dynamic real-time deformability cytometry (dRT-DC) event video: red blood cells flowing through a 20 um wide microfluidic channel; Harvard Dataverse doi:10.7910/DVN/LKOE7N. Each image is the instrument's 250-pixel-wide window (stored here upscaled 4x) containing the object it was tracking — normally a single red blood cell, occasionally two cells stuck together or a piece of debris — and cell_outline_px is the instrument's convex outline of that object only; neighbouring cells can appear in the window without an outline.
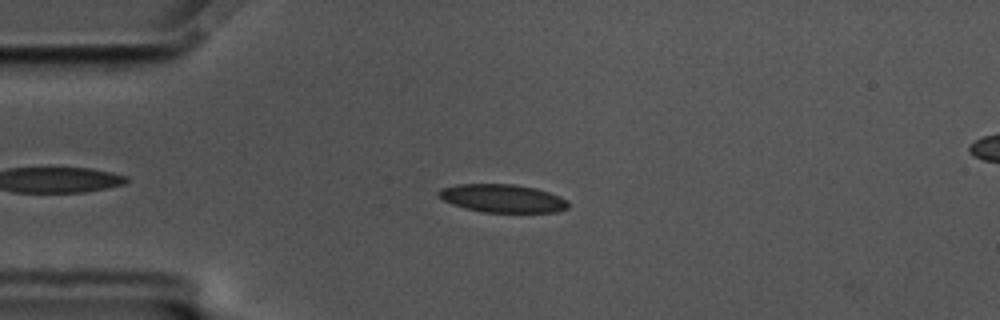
{"species": "common noctule bat (a hibernating species)", "species_latin": "Nyctalus noctula", "temperature_condition": "cold", "stored_images_in_passage": 53, "camera_frame_rate_fps": 3000, "um_per_image_px": 0.085, "animal": {"sex": "male", "body_mass_g": 17.5, "forearm_length_mm": 52.3}, "frame": {"image": 1, "passage_image": 9, "time_ms": 2.667, "image_size_px": [1000, 320], "cell_outline_px": [[568, 208], [556, 212], [484, 212], [464, 208], [452, 204], [436, 196], [436, 192], [440, 188], [456, 184], [512, 184], [536, 188], [560, 196], [568, 200]], "centroid_in_image_um": [42.68, 16.85], "position_along_channel_um": 42.3, "area_um2": 21.39}}
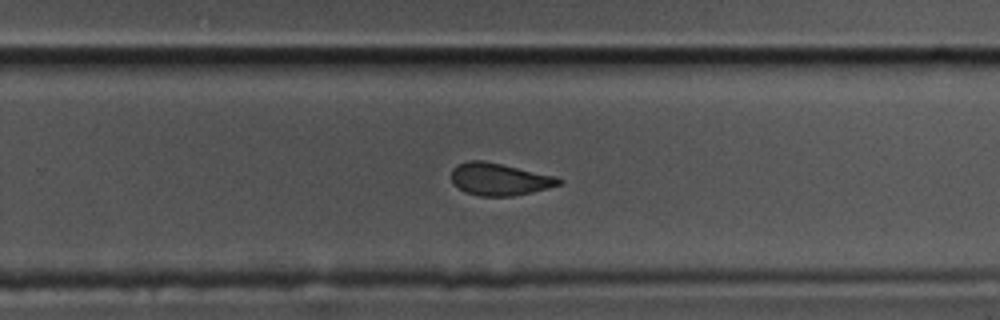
{"frame": {"image": 2, "passage_image": 32, "time_ms": 10.333, "image_size_px": [1000, 320], "cell_outline_px": [[564, 180], [560, 184], [548, 188], [532, 192], [512, 196], [480, 196], [464, 192], [452, 184], [452, 168], [456, 164], [468, 160], [484, 160], [556, 176]], "centroid_in_image_um": [42.42, 15.23], "position_along_channel_um": 287.4, "area_um2": 20.4}}
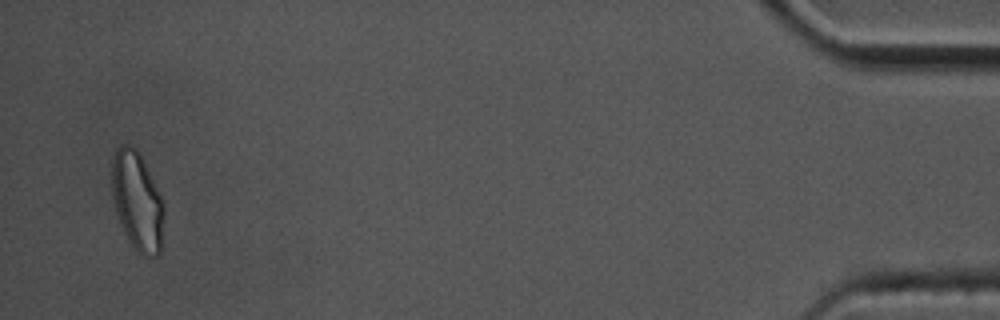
{"frame": {"image": 3, "passage_image": 51, "time_ms": 16.667, "image_size_px": [1000, 320], "cell_outline_px": [[164, 216], [160, 256], [140, 256], [136, 252], [124, 232], [116, 212], [112, 196], [112, 156], [116, 148], [120, 144], [128, 144], [136, 148], [140, 152], [164, 204]], "centroid_in_image_um": [11.66, 17.1], "position_along_channel_um": 423.5, "area_um2": 30.29}, "authors_computed_cell_mechanics": {"area_um2": 21.4438, "velocity_mm_per_s": 3.4776, "shape_relaxation_time_tau1_ms": 4.6346, "shape_relaxation_time_tau2_ms": 2.9622, "deformation_change_tau1": 0.1276, "deformation_change_tau2": 0.0883}}